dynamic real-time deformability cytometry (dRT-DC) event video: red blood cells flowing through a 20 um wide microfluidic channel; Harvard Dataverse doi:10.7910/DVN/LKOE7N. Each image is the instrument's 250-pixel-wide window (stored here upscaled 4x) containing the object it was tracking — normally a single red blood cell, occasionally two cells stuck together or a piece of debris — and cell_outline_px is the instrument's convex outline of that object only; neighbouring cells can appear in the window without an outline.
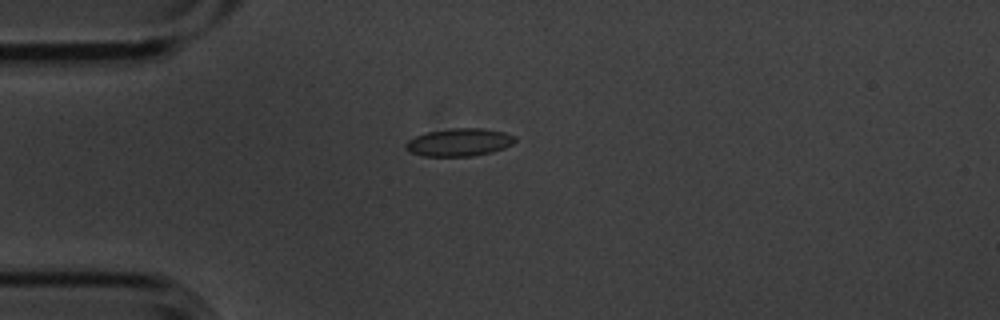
{"species": "common noctule bat (a hibernating species)", "species_latin": "Nyctalus noctula", "temperature_condition": "cold", "stored_images_in_passage": 6, "camera_frame_rate_fps": 3000, "um_per_image_px": 0.085, "animal": {"sex": "male", "body_mass_g": 20.1, "forearm_length_mm": 53.5}, "frame": {"image": 1, "passage_image": 6, "time_ms": 1.667, "image_size_px": [1000, 320], "cell_outline_px": [[516, 140], [512, 144], [504, 148], [492, 152], [472, 156], [424, 156], [412, 152], [404, 148], [404, 144], [408, 140], [416, 136], [428, 132], [452, 128], [484, 128], [504, 132], [516, 136]], "centroid_in_image_um": [39.05, 12.09], "position_along_channel_um": 45.9, "area_um2": 17.69}}